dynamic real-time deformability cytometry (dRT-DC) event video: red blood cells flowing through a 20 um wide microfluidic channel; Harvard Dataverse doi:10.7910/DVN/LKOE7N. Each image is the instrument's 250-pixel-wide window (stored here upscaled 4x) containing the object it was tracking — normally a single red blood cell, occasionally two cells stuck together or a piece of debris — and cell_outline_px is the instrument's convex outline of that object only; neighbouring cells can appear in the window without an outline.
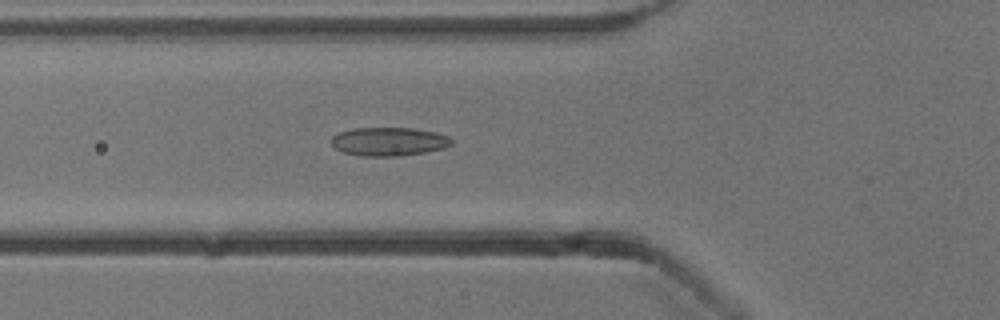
{"species": "common noctule bat (a hibernating species)", "species_latin": "Nyctalus noctula", "temperature_condition": "cold", "stored_images_in_passage": 52, "camera_frame_rate_fps": 3000, "um_per_image_px": 0.085, "animal": {"sex": "male", "body_mass_g": 13.3}, "frame": {"image": 1, "passage_image": 18, "time_ms": 5.667, "image_size_px": [1000, 320], "cell_outline_px": [[452, 144], [444, 148], [424, 152], [400, 156], [360, 156], [344, 152], [336, 148], [332, 144], [332, 136], [340, 132], [352, 128], [412, 128], [436, 132], [448, 136], [452, 140]], "centroid_in_image_um": [33.06, 12.03], "position_along_channel_um": 92.7, "area_um2": 19.94}}
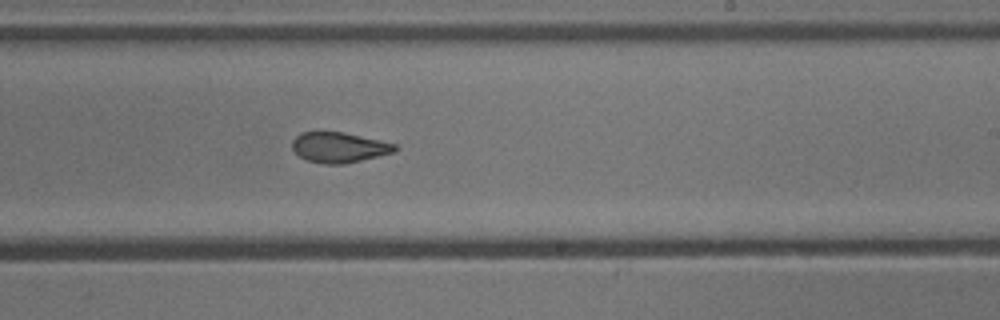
{"frame": {"image": 2, "passage_image": 31, "time_ms": 10.0, "image_size_px": [1000, 320], "cell_outline_px": [[400, 148], [396, 152], [344, 164], [324, 164], [304, 160], [292, 148], [292, 140], [300, 132], [316, 128], [344, 132], [396, 144]], "centroid_in_image_um": [28.77, 12.48], "position_along_channel_um": 260.2, "area_um2": 18.9}}
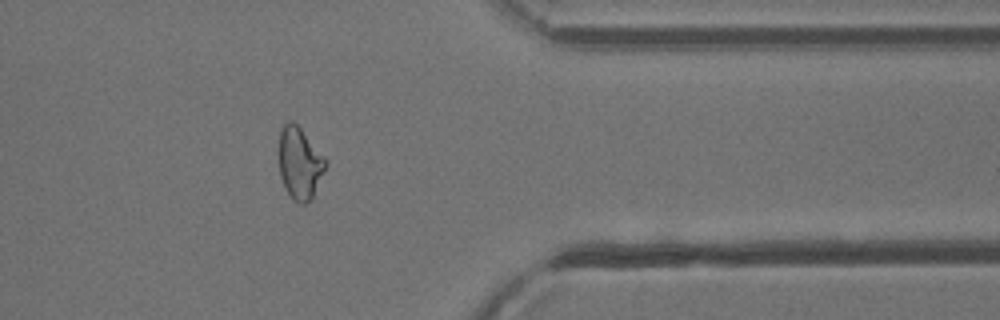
{"frame": {"image": 3, "passage_image": 42, "time_ms": 13.667, "image_size_px": [1000, 320], "cell_outline_px": [[328, 164], [312, 200], [304, 204], [300, 204], [292, 200], [280, 176], [276, 152], [280, 128], [288, 120], [292, 120], [300, 128], [328, 160]], "centroid_in_image_um": [25.45, 13.86], "position_along_channel_um": 386.0, "area_um2": 20.35}, "authors_computed_cell_mechanics": {"area_um2": 19.7676, "velocity_mm_per_s": 3.8565, "shape_relaxation_time_tau1_ms": null, "shape_relaxation_time_tau2_ms": 1.6843, "deformation_change_tau1": null, "deformation_change_tau2": 0.077}}